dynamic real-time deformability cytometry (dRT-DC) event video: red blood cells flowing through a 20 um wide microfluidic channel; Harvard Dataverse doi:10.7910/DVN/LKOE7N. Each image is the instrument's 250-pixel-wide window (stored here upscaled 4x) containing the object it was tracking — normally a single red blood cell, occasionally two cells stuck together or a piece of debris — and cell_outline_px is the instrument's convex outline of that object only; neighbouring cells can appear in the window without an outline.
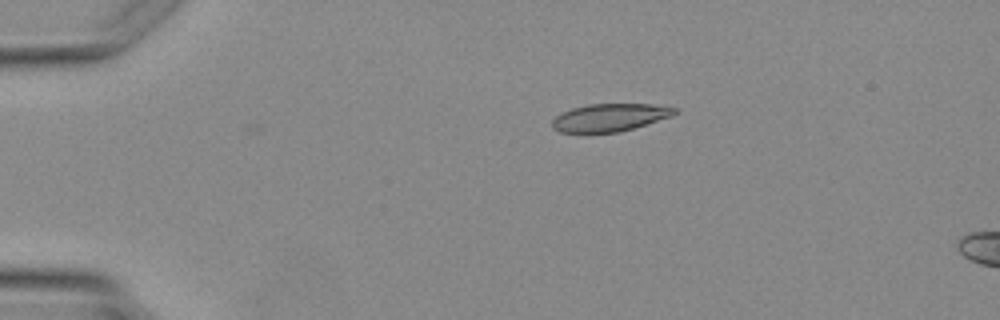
{"species": "Egyptian fruit bat (a non-hibernating species)", "species_latin": "Rousettus aegyptiacus", "temperature_condition": "warm", "stored_images_in_passage": 5, "camera_frame_rate_fps": 3000, "um_per_image_px": 0.085, "animal": {"sex": "female"}, "frame": {"image": 1, "passage_image": 3, "time_ms": 2.333, "image_size_px": [1000, 320], "cell_outline_px": [[676, 112], [672, 116], [632, 128], [616, 132], [560, 132], [552, 128], [552, 120], [556, 116], [572, 108], [588, 104], [652, 104], [676, 108]], "centroid_in_image_um": [51.81, 9.98], "position_along_channel_um": 33.2, "area_um2": 19.42}}